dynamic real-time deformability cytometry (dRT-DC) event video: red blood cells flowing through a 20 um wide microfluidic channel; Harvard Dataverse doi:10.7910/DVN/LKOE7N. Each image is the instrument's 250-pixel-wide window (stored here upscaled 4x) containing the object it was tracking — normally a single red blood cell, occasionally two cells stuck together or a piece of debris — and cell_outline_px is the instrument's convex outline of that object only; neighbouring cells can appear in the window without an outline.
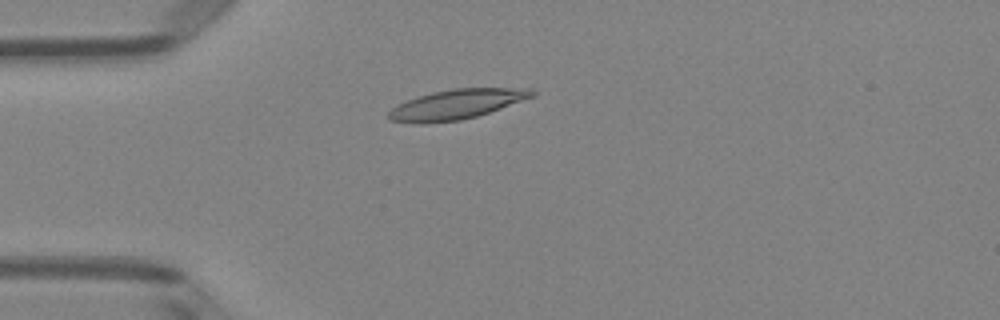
{"species": "Egyptian fruit bat (a non-hibernating species)", "species_latin": "Rousettus aegyptiacus", "temperature_condition": "room temperature", "stored_images_in_passage": 48, "camera_frame_rate_fps": 3000, "um_per_image_px": 0.085, "animal": {"sex": "female"}, "frame": {"image": 1, "passage_image": 11, "time_ms": 3.333, "image_size_px": [1000, 320], "cell_outline_px": [[536, 96], [476, 116], [460, 120], [424, 124], [420, 124], [388, 120], [388, 112], [396, 104], [432, 92], [452, 88], [532, 88], [536, 92]], "centroid_in_image_um": [38.8, 8.86], "position_along_channel_um": 46.2, "area_um2": 24.91}}
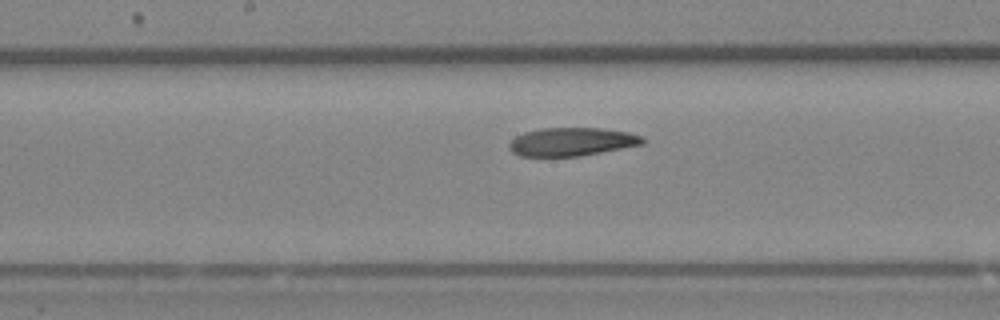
{"frame": {"image": 2, "passage_image": 24, "time_ms": 7.667, "image_size_px": [1000, 320], "cell_outline_px": [[644, 144], [580, 156], [520, 156], [512, 152], [508, 148], [508, 144], [516, 136], [524, 132], [540, 128], [600, 128], [628, 132], [640, 136], [644, 140]], "centroid_in_image_um": [48.56, 12.05], "position_along_channel_um": 199.6, "area_um2": 21.96}}
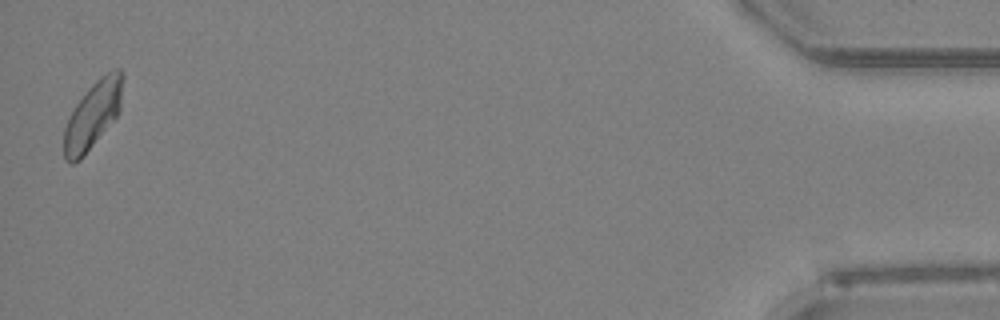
{"frame": {"image": 3, "passage_image": 48, "time_ms": 15.667, "image_size_px": [1000, 320], "cell_outline_px": [[124, 76], [120, 112], [84, 156], [80, 160], [72, 164], [68, 164], [64, 160], [64, 128], [68, 116], [76, 104], [88, 88], [100, 76], [112, 68], [120, 68], [124, 72]], "centroid_in_image_um": [7.9, 9.75], "position_along_channel_um": 427.3, "area_um2": 23.41}, "authors_computed_cell_mechanics": {"area_um2": 23.2067, "velocity_mm_per_s": 3.9527, "shape_relaxation_time_tau1_ms": null, "shape_relaxation_time_tau2_ms": 4.4654, "deformation_change_tau1": null, "deformation_change_tau2": 0.1029}}